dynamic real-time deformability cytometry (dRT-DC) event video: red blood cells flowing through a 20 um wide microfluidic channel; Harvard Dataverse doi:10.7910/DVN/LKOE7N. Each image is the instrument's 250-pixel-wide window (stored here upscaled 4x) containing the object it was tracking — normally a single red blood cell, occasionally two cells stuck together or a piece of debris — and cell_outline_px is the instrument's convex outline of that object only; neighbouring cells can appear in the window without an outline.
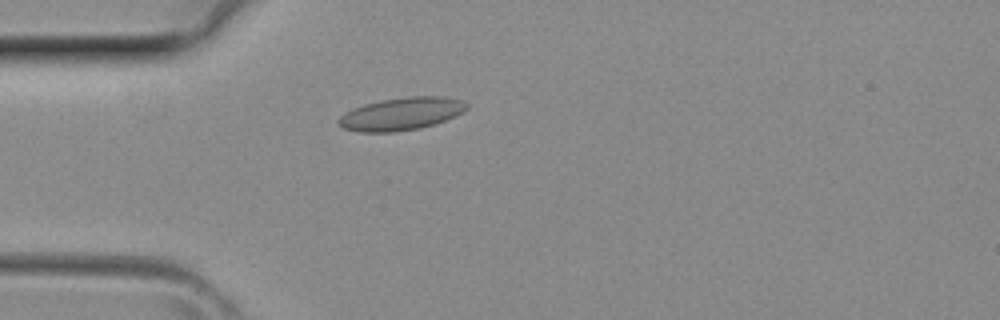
{"species": "common noctule bat (a hibernating species)", "species_latin": "Nyctalus noctula", "temperature_condition": "room temperature", "stored_images_in_passage": 2, "camera_frame_rate_fps": 3000, "um_per_image_px": 0.085, "animal": {"sex": "female", "body_mass_g": 29.2, "forearm_length_mm": 56.3}, "frame": {"image": 1, "passage_image": 2, "time_ms": 0.333, "image_size_px": [1000, 320], "cell_outline_px": [[468, 108], [464, 112], [456, 116], [420, 128], [396, 132], [360, 132], [344, 128], [336, 120], [340, 116], [352, 108], [364, 104], [380, 100], [408, 96], [444, 96], [460, 100], [468, 104]], "centroid_in_image_um": [34.11, 9.67], "position_along_channel_um": 50.9, "area_um2": 24.45}}